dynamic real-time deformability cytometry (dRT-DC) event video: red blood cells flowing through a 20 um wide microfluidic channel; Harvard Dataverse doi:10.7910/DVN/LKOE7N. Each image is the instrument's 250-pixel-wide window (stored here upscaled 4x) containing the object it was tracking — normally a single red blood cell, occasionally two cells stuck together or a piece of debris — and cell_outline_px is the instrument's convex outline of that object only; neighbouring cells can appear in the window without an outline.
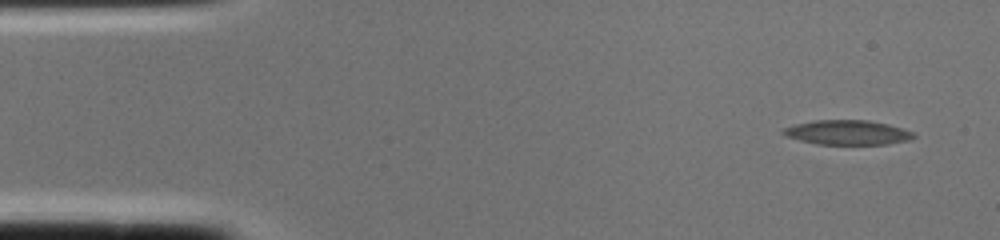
{"species": "common noctule bat (a hibernating species)", "species_latin": "Nyctalus noctula", "temperature_condition": "cold", "stored_images_in_passage": 2, "camera_frame_rate_fps": 3000, "um_per_image_px": 0.085, "animal": {"sex": "female", "body_mass_g": 22.0, "forearm_length_mm": 56.7}, "frame": {"image": 1, "passage_image": 1, "time_ms": 0.0, "image_size_px": [1000, 240], "cell_outline_px": [[916, 136], [912, 140], [888, 144], [816, 144], [784, 136], [780, 132], [784, 128], [796, 124], [816, 120], [868, 120], [888, 124], [912, 132]], "centroid_in_image_um": [72.03, 11.26], "position_along_channel_um": 13.0, "area_um2": 18.67}}
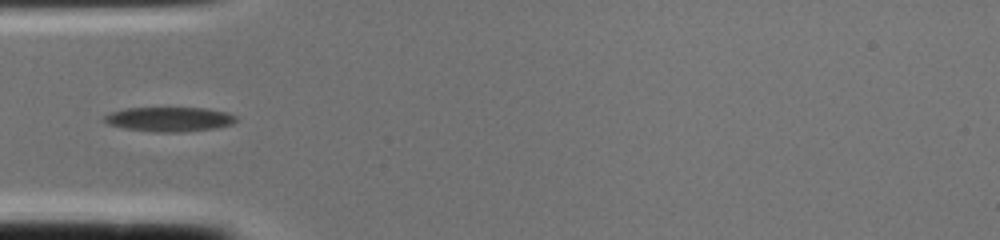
{"frame": {"image": 2, "passage_image": 2, "time_ms": 0.333, "image_size_px": [1000, 240], "cell_outline_px": [[236, 120], [232, 124], [216, 128], [184, 132], [156, 132], [124, 128], [108, 124], [104, 120], [104, 116], [112, 112], [124, 108], [208, 108], [228, 112], [236, 116]], "centroid_in_image_um": [14.43, 10.13], "position_along_channel_um": 70.6, "area_um2": 18.84}}